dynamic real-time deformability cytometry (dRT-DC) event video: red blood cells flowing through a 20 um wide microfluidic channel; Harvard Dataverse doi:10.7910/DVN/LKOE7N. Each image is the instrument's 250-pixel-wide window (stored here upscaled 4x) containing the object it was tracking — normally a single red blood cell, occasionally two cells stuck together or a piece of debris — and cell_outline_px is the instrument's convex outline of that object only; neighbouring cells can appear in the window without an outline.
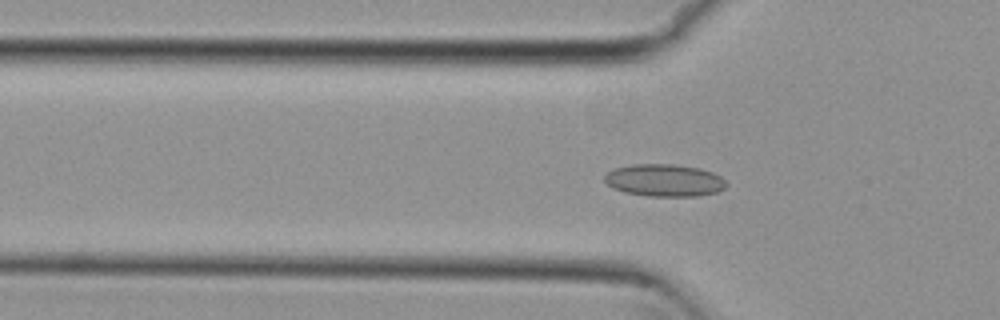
{"species": "common noctule bat (a hibernating species)", "species_latin": "Nyctalus noctula", "temperature_condition": "cold", "stored_images_in_passage": 55, "camera_frame_rate_fps": 3000, "um_per_image_px": 0.085, "animal": {"sex": "female", "body_mass_g": 29.2, "forearm_length_mm": 56.3}, "frame": {"image": 1, "passage_image": 18, "time_ms": 5.667, "image_size_px": [1000, 320], "cell_outline_px": [[728, 184], [724, 188], [716, 192], [696, 196], [648, 196], [624, 192], [612, 188], [604, 180], [604, 176], [608, 172], [616, 168], [632, 164], [676, 164], [700, 168], [712, 172], [720, 176]], "centroid_in_image_um": [56.47, 15.32], "position_along_channel_um": 69.3, "area_um2": 22.95}}
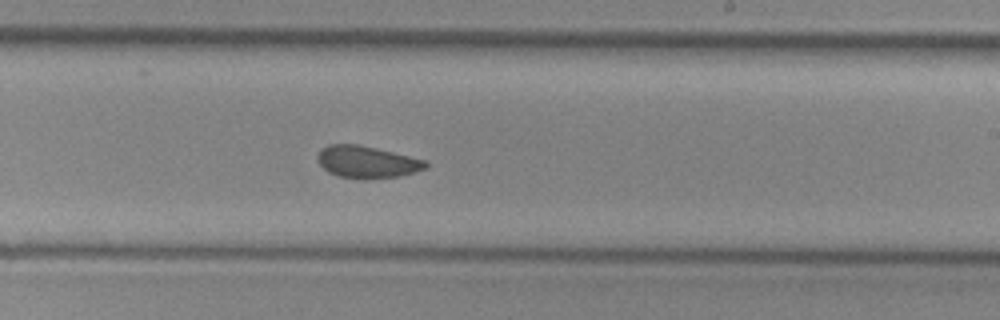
{"frame": {"image": 2, "passage_image": 33, "time_ms": 10.667, "image_size_px": [1000, 320], "cell_outline_px": [[428, 168], [400, 176], [364, 180], [336, 176], [328, 172], [316, 160], [316, 156], [320, 148], [328, 144], [356, 144], [376, 148], [424, 160], [428, 164]], "centroid_in_image_um": [31.14, 13.78], "position_along_channel_um": 257.9, "area_um2": 20.4}}
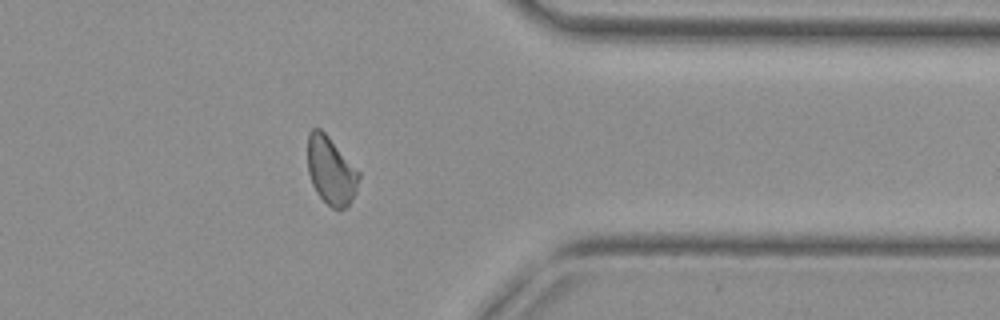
{"frame": {"image": 3, "passage_image": 44, "time_ms": 14.333, "image_size_px": [1000, 320], "cell_outline_px": [[360, 176], [356, 192], [348, 204], [340, 212], [332, 208], [316, 192], [312, 184], [308, 172], [308, 132], [312, 128], [320, 128], [328, 136], [360, 172]], "centroid_in_image_um": [28.13, 14.51], "position_along_channel_um": 383.3, "area_um2": 20.23}, "authors_computed_cell_mechanics": {"area_um2": 21.097, "velocity_mm_per_s": 3.7733, "shape_relaxation_time_tau1_ms": null, "shape_relaxation_time_tau2_ms": 1.5223, "deformation_change_tau1": null, "deformation_change_tau2": 0.0531}}